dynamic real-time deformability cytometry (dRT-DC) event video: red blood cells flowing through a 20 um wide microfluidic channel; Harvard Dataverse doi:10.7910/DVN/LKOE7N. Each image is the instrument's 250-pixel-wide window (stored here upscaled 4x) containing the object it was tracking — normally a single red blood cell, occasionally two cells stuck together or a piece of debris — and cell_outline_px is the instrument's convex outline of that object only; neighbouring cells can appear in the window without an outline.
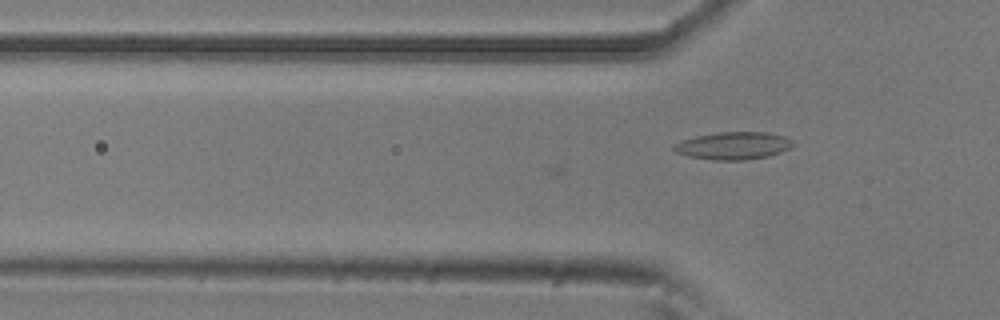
{"species": "common noctule bat (a hibernating species)", "species_latin": "Nyctalus noctula", "temperature_condition": "room temperature", "stored_images_in_passage": 4, "camera_frame_rate_fps": 3000, "um_per_image_px": 0.085, "animal": {"sex": "male", "body_mass_g": 20.5, "forearm_length_mm": 52.5}, "frame": {"image": 1, "passage_image": 4, "time_ms": 1.0, "image_size_px": [1000, 320], "cell_outline_px": [[796, 144], [792, 148], [768, 156], [744, 160], [712, 160], [688, 156], [676, 152], [672, 148], [676, 144], [684, 140], [696, 136], [716, 132], [768, 132], [784, 136], [792, 140]], "centroid_in_image_um": [62.39, 12.38], "position_along_channel_um": 63.4, "area_um2": 19.13}}